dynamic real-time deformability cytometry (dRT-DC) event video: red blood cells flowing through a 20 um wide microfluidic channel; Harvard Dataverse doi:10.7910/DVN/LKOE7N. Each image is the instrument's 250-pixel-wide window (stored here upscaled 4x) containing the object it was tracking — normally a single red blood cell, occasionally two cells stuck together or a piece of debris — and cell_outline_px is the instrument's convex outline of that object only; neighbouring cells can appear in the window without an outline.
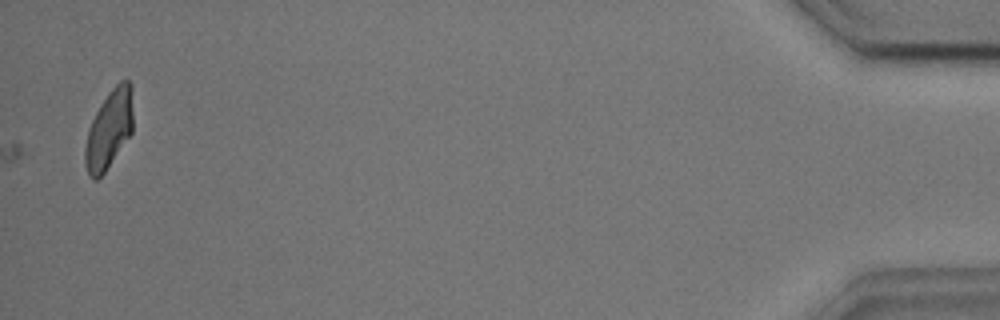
{"species": "common noctule bat (a hibernating species)", "species_latin": "Nyctalus noctula", "temperature_condition": "cold", "stored_images_in_passage": 15, "camera_frame_rate_fps": 3000, "um_per_image_px": 0.085, "animal": {"sex": "male", "body_mass_g": 17.9, "forearm_length_mm": 54.2}, "frame": {"image": 1, "passage_image": 15, "time_ms": 4.667, "image_size_px": [1000, 320], "cell_outline_px": [[132, 132], [104, 172], [96, 180], [92, 180], [88, 176], [84, 164], [84, 148], [88, 128], [100, 104], [108, 92], [120, 80], [128, 80], [132, 84]], "centroid_in_image_um": [9.25, 10.99], "position_along_channel_um": 426.0, "area_um2": 22.02}}